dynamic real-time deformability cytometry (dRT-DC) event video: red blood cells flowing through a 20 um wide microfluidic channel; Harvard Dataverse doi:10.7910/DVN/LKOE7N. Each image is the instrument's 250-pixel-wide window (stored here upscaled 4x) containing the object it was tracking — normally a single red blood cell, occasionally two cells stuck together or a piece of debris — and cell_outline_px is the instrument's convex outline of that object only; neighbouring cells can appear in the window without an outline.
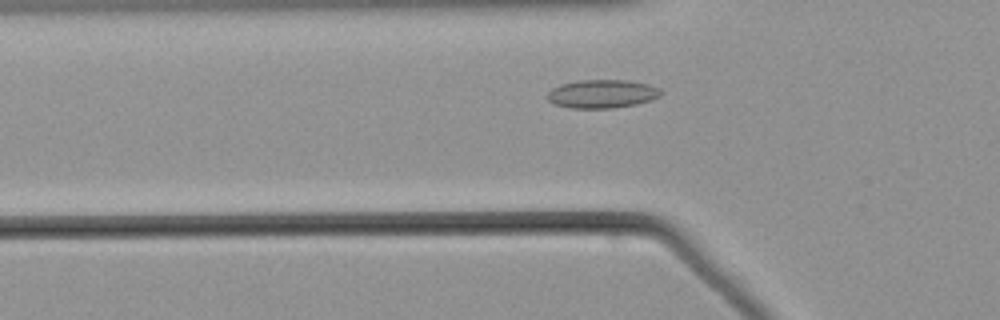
{"species": "common noctule bat (a hibernating species)", "species_latin": "Nyctalus noctula", "temperature_condition": "warm", "stored_images_in_passage": 44, "camera_frame_rate_fps": 3000, "um_per_image_px": 0.085, "animal": {"sex": "male", "body_mass_g": 21.5, "forearm_length_mm": 52.0}, "frame": {"image": 1, "passage_image": 8, "time_ms": 2.333, "image_size_px": [1000, 320], "cell_outline_px": [[664, 92], [660, 96], [652, 100], [636, 104], [612, 108], [572, 108], [556, 104], [548, 100], [544, 96], [552, 88], [560, 84], [576, 80], [628, 80], [648, 84], [660, 88]], "centroid_in_image_um": [51.19, 7.97], "position_along_channel_um": 74.6, "area_um2": 19.02}}
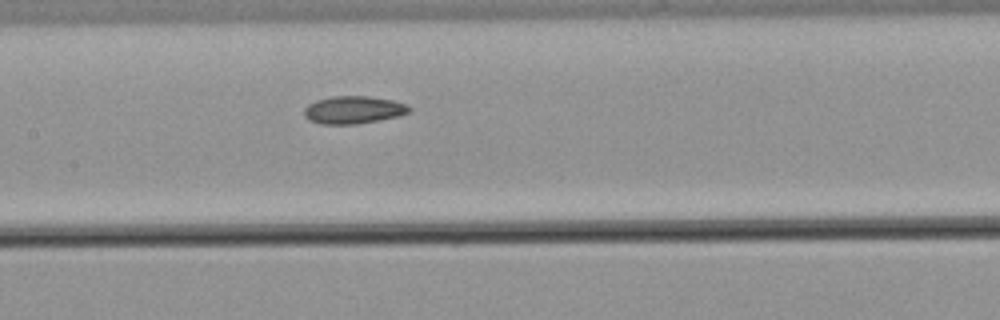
{"frame": {"image": 2, "passage_image": 16, "time_ms": 5.0, "image_size_px": [1000, 320], "cell_outline_px": [[412, 108], [408, 112], [400, 116], [356, 124], [320, 124], [308, 120], [304, 116], [304, 108], [308, 104], [316, 100], [332, 96], [368, 96], [392, 100], [408, 104]], "centroid_in_image_um": [30.03, 9.34], "position_along_channel_um": 177.4, "area_um2": 17.05}}
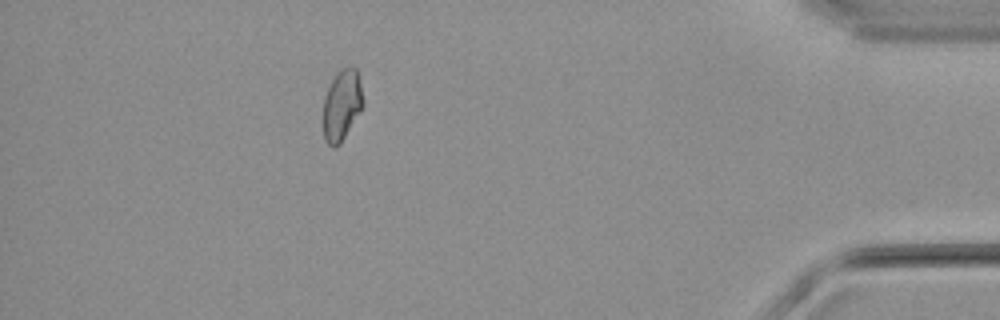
{"frame": {"image": 3, "passage_image": 38, "time_ms": 12.333, "image_size_px": [1000, 320], "cell_outline_px": [[364, 104], [360, 112], [340, 144], [332, 148], [324, 140], [324, 96], [336, 72], [344, 68], [356, 68], [364, 100]], "centroid_in_image_um": [29.06, 8.96], "position_along_channel_um": 406.1, "area_um2": 16.3}}